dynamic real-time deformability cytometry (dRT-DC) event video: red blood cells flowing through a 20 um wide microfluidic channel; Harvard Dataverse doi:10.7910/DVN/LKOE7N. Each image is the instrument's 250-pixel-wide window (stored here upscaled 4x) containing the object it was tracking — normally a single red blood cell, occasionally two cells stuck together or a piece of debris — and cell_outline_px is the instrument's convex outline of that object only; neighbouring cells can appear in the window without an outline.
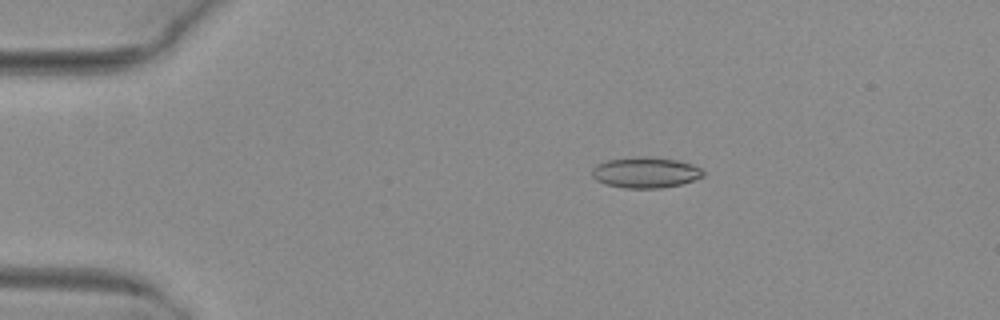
{"species": "common noctule bat (a hibernating species)", "species_latin": "Nyctalus noctula", "temperature_condition": "warm", "stored_images_in_passage": 50, "camera_frame_rate_fps": 3000, "um_per_image_px": 0.085, "animal": {"sex": "female", "body_mass_g": 29.2, "forearm_length_mm": 56.3}, "frame": {"image": 1, "passage_image": 9, "time_ms": 2.667, "image_size_px": [1000, 320], "cell_outline_px": [[704, 176], [680, 184], [660, 188], [624, 188], [608, 184], [596, 180], [592, 176], [592, 168], [596, 164], [608, 160], [636, 156], [648, 156], [676, 160], [692, 164], [700, 168], [704, 172]], "centroid_in_image_um": [54.85, 14.65], "position_along_channel_um": 30.1, "area_um2": 19.88}}
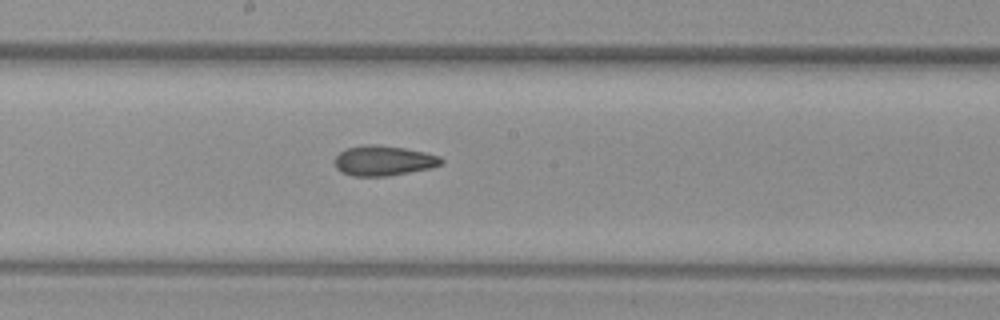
{"frame": {"image": 2, "passage_image": 27, "time_ms": 8.667, "image_size_px": [1000, 320], "cell_outline_px": [[444, 160], [440, 164], [432, 168], [388, 176], [352, 176], [340, 172], [336, 168], [336, 156], [340, 152], [348, 148], [368, 144], [376, 144], [404, 148], [424, 152], [440, 156]], "centroid_in_image_um": [32.61, 13.66], "position_along_channel_um": 215.6, "area_um2": 18.61}}
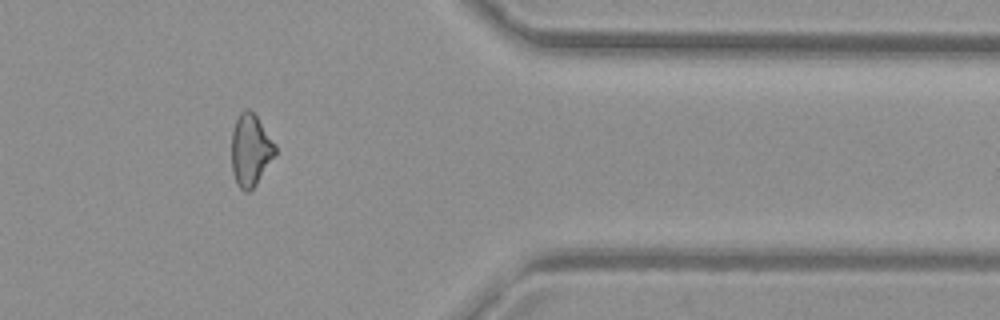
{"frame": {"image": 3, "passage_image": 41, "time_ms": 13.333, "image_size_px": [1000, 320], "cell_outline_px": [[276, 152], [256, 184], [248, 192], [244, 192], [236, 184], [232, 172], [232, 132], [236, 120], [240, 112], [244, 108], [248, 108], [256, 116], [276, 144]], "centroid_in_image_um": [21.28, 12.75], "position_along_channel_um": 390.1, "area_um2": 18.15}, "authors_computed_cell_mechanics": {"area_um2": 19.2474, "velocity_mm_per_s": 4.1393, "shape_relaxation_time_tau1_ms": null, "shape_relaxation_time_tau2_ms": 3.2769, "deformation_change_tau1": null, "deformation_change_tau2": 0.1109}}